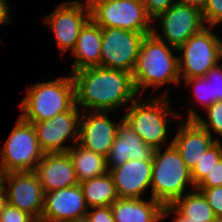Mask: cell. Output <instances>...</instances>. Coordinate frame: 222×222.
Here are the masks:
<instances>
[{"mask_svg":"<svg viewBox=\"0 0 222 222\" xmlns=\"http://www.w3.org/2000/svg\"><path fill=\"white\" fill-rule=\"evenodd\" d=\"M33 172L44 193L79 184L72 159L67 152L44 154Z\"/></svg>","mask_w":222,"mask_h":222,"instance_id":"obj_17","label":"cell"},{"mask_svg":"<svg viewBox=\"0 0 222 222\" xmlns=\"http://www.w3.org/2000/svg\"><path fill=\"white\" fill-rule=\"evenodd\" d=\"M67 153L72 159L79 183L108 172L106 157L87 150L78 143L71 146Z\"/></svg>","mask_w":222,"mask_h":222,"instance_id":"obj_23","label":"cell"},{"mask_svg":"<svg viewBox=\"0 0 222 222\" xmlns=\"http://www.w3.org/2000/svg\"><path fill=\"white\" fill-rule=\"evenodd\" d=\"M72 222H88V221L86 220V218H83V219H78V220L72 221Z\"/></svg>","mask_w":222,"mask_h":222,"instance_id":"obj_39","label":"cell"},{"mask_svg":"<svg viewBox=\"0 0 222 222\" xmlns=\"http://www.w3.org/2000/svg\"><path fill=\"white\" fill-rule=\"evenodd\" d=\"M144 37L142 32L102 28L100 67L123 70L132 74Z\"/></svg>","mask_w":222,"mask_h":222,"instance_id":"obj_9","label":"cell"},{"mask_svg":"<svg viewBox=\"0 0 222 222\" xmlns=\"http://www.w3.org/2000/svg\"><path fill=\"white\" fill-rule=\"evenodd\" d=\"M195 190L194 188L192 192L182 195L171 206L180 215L189 218V221L219 222L202 192Z\"/></svg>","mask_w":222,"mask_h":222,"instance_id":"obj_24","label":"cell"},{"mask_svg":"<svg viewBox=\"0 0 222 222\" xmlns=\"http://www.w3.org/2000/svg\"><path fill=\"white\" fill-rule=\"evenodd\" d=\"M88 208L111 206L119 197L110 172L79 183Z\"/></svg>","mask_w":222,"mask_h":222,"instance_id":"obj_22","label":"cell"},{"mask_svg":"<svg viewBox=\"0 0 222 222\" xmlns=\"http://www.w3.org/2000/svg\"><path fill=\"white\" fill-rule=\"evenodd\" d=\"M213 27L206 26L191 36L177 52L181 80L205 77L207 72L222 59V40L213 33Z\"/></svg>","mask_w":222,"mask_h":222,"instance_id":"obj_6","label":"cell"},{"mask_svg":"<svg viewBox=\"0 0 222 222\" xmlns=\"http://www.w3.org/2000/svg\"><path fill=\"white\" fill-rule=\"evenodd\" d=\"M167 94L168 90L155 99L153 97L146 102L144 99V103L140 97L139 100L135 99L130 107H126V113L122 117L132 130L155 150L162 148V143L169 146L166 142L168 121L172 118H181L180 114L169 106Z\"/></svg>","mask_w":222,"mask_h":222,"instance_id":"obj_5","label":"cell"},{"mask_svg":"<svg viewBox=\"0 0 222 222\" xmlns=\"http://www.w3.org/2000/svg\"><path fill=\"white\" fill-rule=\"evenodd\" d=\"M75 105L74 81L69 76L53 81L36 83L28 88L19 107L20 117L29 123L49 120L55 115L69 111Z\"/></svg>","mask_w":222,"mask_h":222,"instance_id":"obj_3","label":"cell"},{"mask_svg":"<svg viewBox=\"0 0 222 222\" xmlns=\"http://www.w3.org/2000/svg\"><path fill=\"white\" fill-rule=\"evenodd\" d=\"M176 214L174 217L173 222H195V221H189V218H186L182 215H180L177 211H175V209L171 206V205H165L164 206V218L167 216H169L171 213Z\"/></svg>","mask_w":222,"mask_h":222,"instance_id":"obj_36","label":"cell"},{"mask_svg":"<svg viewBox=\"0 0 222 222\" xmlns=\"http://www.w3.org/2000/svg\"><path fill=\"white\" fill-rule=\"evenodd\" d=\"M0 152V170L9 172L33 171L44 156L35 127L18 118Z\"/></svg>","mask_w":222,"mask_h":222,"instance_id":"obj_7","label":"cell"},{"mask_svg":"<svg viewBox=\"0 0 222 222\" xmlns=\"http://www.w3.org/2000/svg\"><path fill=\"white\" fill-rule=\"evenodd\" d=\"M154 151L155 149L147 145L122 118L119 120L114 142L106 157V166L117 168L131 159L152 161Z\"/></svg>","mask_w":222,"mask_h":222,"instance_id":"obj_16","label":"cell"},{"mask_svg":"<svg viewBox=\"0 0 222 222\" xmlns=\"http://www.w3.org/2000/svg\"><path fill=\"white\" fill-rule=\"evenodd\" d=\"M156 149L153 155L151 176V198L163 206L171 205L185 193L187 185L195 188L191 178V170L186 166L179 151L170 142L162 153Z\"/></svg>","mask_w":222,"mask_h":222,"instance_id":"obj_4","label":"cell"},{"mask_svg":"<svg viewBox=\"0 0 222 222\" xmlns=\"http://www.w3.org/2000/svg\"><path fill=\"white\" fill-rule=\"evenodd\" d=\"M80 117L79 107L74 105L49 120L33 123L43 152L64 153L72 146L65 145V141L70 139L73 145L78 143Z\"/></svg>","mask_w":222,"mask_h":222,"instance_id":"obj_12","label":"cell"},{"mask_svg":"<svg viewBox=\"0 0 222 222\" xmlns=\"http://www.w3.org/2000/svg\"><path fill=\"white\" fill-rule=\"evenodd\" d=\"M89 209H94L89 211ZM85 216L88 222H115L111 206L89 208Z\"/></svg>","mask_w":222,"mask_h":222,"instance_id":"obj_33","label":"cell"},{"mask_svg":"<svg viewBox=\"0 0 222 222\" xmlns=\"http://www.w3.org/2000/svg\"><path fill=\"white\" fill-rule=\"evenodd\" d=\"M200 190L213 209L215 216L222 221V185L212 188H195Z\"/></svg>","mask_w":222,"mask_h":222,"instance_id":"obj_29","label":"cell"},{"mask_svg":"<svg viewBox=\"0 0 222 222\" xmlns=\"http://www.w3.org/2000/svg\"><path fill=\"white\" fill-rule=\"evenodd\" d=\"M222 158V142L216 141L211 145L200 161L191 170V178L196 187L213 168L215 163Z\"/></svg>","mask_w":222,"mask_h":222,"instance_id":"obj_25","label":"cell"},{"mask_svg":"<svg viewBox=\"0 0 222 222\" xmlns=\"http://www.w3.org/2000/svg\"><path fill=\"white\" fill-rule=\"evenodd\" d=\"M186 87L193 84L195 101L207 109L215 102V97H212L211 84L204 78H190L184 80Z\"/></svg>","mask_w":222,"mask_h":222,"instance_id":"obj_27","label":"cell"},{"mask_svg":"<svg viewBox=\"0 0 222 222\" xmlns=\"http://www.w3.org/2000/svg\"><path fill=\"white\" fill-rule=\"evenodd\" d=\"M111 208L115 222H159L164 218V206L152 198H118Z\"/></svg>","mask_w":222,"mask_h":222,"instance_id":"obj_21","label":"cell"},{"mask_svg":"<svg viewBox=\"0 0 222 222\" xmlns=\"http://www.w3.org/2000/svg\"><path fill=\"white\" fill-rule=\"evenodd\" d=\"M206 26L216 27L222 22V0H207L202 11Z\"/></svg>","mask_w":222,"mask_h":222,"instance_id":"obj_28","label":"cell"},{"mask_svg":"<svg viewBox=\"0 0 222 222\" xmlns=\"http://www.w3.org/2000/svg\"><path fill=\"white\" fill-rule=\"evenodd\" d=\"M222 185V158L215 163L206 177L195 188H212Z\"/></svg>","mask_w":222,"mask_h":222,"instance_id":"obj_32","label":"cell"},{"mask_svg":"<svg viewBox=\"0 0 222 222\" xmlns=\"http://www.w3.org/2000/svg\"><path fill=\"white\" fill-rule=\"evenodd\" d=\"M88 207L79 184L44 193L41 222H72L85 218Z\"/></svg>","mask_w":222,"mask_h":222,"instance_id":"obj_14","label":"cell"},{"mask_svg":"<svg viewBox=\"0 0 222 222\" xmlns=\"http://www.w3.org/2000/svg\"><path fill=\"white\" fill-rule=\"evenodd\" d=\"M91 19L101 28H120L144 35L152 33L154 21L144 3L130 0H88Z\"/></svg>","mask_w":222,"mask_h":222,"instance_id":"obj_8","label":"cell"},{"mask_svg":"<svg viewBox=\"0 0 222 222\" xmlns=\"http://www.w3.org/2000/svg\"><path fill=\"white\" fill-rule=\"evenodd\" d=\"M0 222H37L27 212L22 211L9 203L0 215Z\"/></svg>","mask_w":222,"mask_h":222,"instance_id":"obj_31","label":"cell"},{"mask_svg":"<svg viewBox=\"0 0 222 222\" xmlns=\"http://www.w3.org/2000/svg\"><path fill=\"white\" fill-rule=\"evenodd\" d=\"M5 181L8 185H5ZM8 203L27 212L37 222H41L44 192L33 171L9 172L3 174Z\"/></svg>","mask_w":222,"mask_h":222,"instance_id":"obj_13","label":"cell"},{"mask_svg":"<svg viewBox=\"0 0 222 222\" xmlns=\"http://www.w3.org/2000/svg\"><path fill=\"white\" fill-rule=\"evenodd\" d=\"M102 28L90 19L81 29L71 54L74 57L70 72L100 66Z\"/></svg>","mask_w":222,"mask_h":222,"instance_id":"obj_20","label":"cell"},{"mask_svg":"<svg viewBox=\"0 0 222 222\" xmlns=\"http://www.w3.org/2000/svg\"><path fill=\"white\" fill-rule=\"evenodd\" d=\"M90 19L88 0L85 4L79 1L64 2L44 18V23L54 32L61 55L70 48L72 52L81 29Z\"/></svg>","mask_w":222,"mask_h":222,"instance_id":"obj_11","label":"cell"},{"mask_svg":"<svg viewBox=\"0 0 222 222\" xmlns=\"http://www.w3.org/2000/svg\"><path fill=\"white\" fill-rule=\"evenodd\" d=\"M130 1H135V2H138V3H144L145 0H130Z\"/></svg>","mask_w":222,"mask_h":222,"instance_id":"obj_40","label":"cell"},{"mask_svg":"<svg viewBox=\"0 0 222 222\" xmlns=\"http://www.w3.org/2000/svg\"><path fill=\"white\" fill-rule=\"evenodd\" d=\"M7 0H0V25L10 24V11Z\"/></svg>","mask_w":222,"mask_h":222,"instance_id":"obj_35","label":"cell"},{"mask_svg":"<svg viewBox=\"0 0 222 222\" xmlns=\"http://www.w3.org/2000/svg\"><path fill=\"white\" fill-rule=\"evenodd\" d=\"M177 2L197 8L202 12L207 3V0H177Z\"/></svg>","mask_w":222,"mask_h":222,"instance_id":"obj_37","label":"cell"},{"mask_svg":"<svg viewBox=\"0 0 222 222\" xmlns=\"http://www.w3.org/2000/svg\"><path fill=\"white\" fill-rule=\"evenodd\" d=\"M2 176H3V173H2V171L0 170V184L2 183Z\"/></svg>","mask_w":222,"mask_h":222,"instance_id":"obj_41","label":"cell"},{"mask_svg":"<svg viewBox=\"0 0 222 222\" xmlns=\"http://www.w3.org/2000/svg\"><path fill=\"white\" fill-rule=\"evenodd\" d=\"M204 78L211 84L212 97H215V102L222 101V66L217 64L212 67Z\"/></svg>","mask_w":222,"mask_h":222,"instance_id":"obj_30","label":"cell"},{"mask_svg":"<svg viewBox=\"0 0 222 222\" xmlns=\"http://www.w3.org/2000/svg\"><path fill=\"white\" fill-rule=\"evenodd\" d=\"M176 2L173 0H145L144 5L148 16L154 20Z\"/></svg>","mask_w":222,"mask_h":222,"instance_id":"obj_34","label":"cell"},{"mask_svg":"<svg viewBox=\"0 0 222 222\" xmlns=\"http://www.w3.org/2000/svg\"><path fill=\"white\" fill-rule=\"evenodd\" d=\"M153 161L128 160L117 168H107L119 198H141L151 186Z\"/></svg>","mask_w":222,"mask_h":222,"instance_id":"obj_18","label":"cell"},{"mask_svg":"<svg viewBox=\"0 0 222 222\" xmlns=\"http://www.w3.org/2000/svg\"><path fill=\"white\" fill-rule=\"evenodd\" d=\"M109 111L81 112L78 144L107 157L117 133L118 123L108 117ZM84 114V115H83Z\"/></svg>","mask_w":222,"mask_h":222,"instance_id":"obj_15","label":"cell"},{"mask_svg":"<svg viewBox=\"0 0 222 222\" xmlns=\"http://www.w3.org/2000/svg\"><path fill=\"white\" fill-rule=\"evenodd\" d=\"M157 19L161 20L160 24L163 37L154 27L152 33L176 49L184 44L191 36L199 33L206 27L202 12L199 9L179 2L174 3L154 20Z\"/></svg>","mask_w":222,"mask_h":222,"instance_id":"obj_10","label":"cell"},{"mask_svg":"<svg viewBox=\"0 0 222 222\" xmlns=\"http://www.w3.org/2000/svg\"><path fill=\"white\" fill-rule=\"evenodd\" d=\"M208 121L203 119L197 114L195 109L190 108L187 120H196L211 136L214 132L222 136V101H216L210 105L207 109ZM212 129V130H211Z\"/></svg>","mask_w":222,"mask_h":222,"instance_id":"obj_26","label":"cell"},{"mask_svg":"<svg viewBox=\"0 0 222 222\" xmlns=\"http://www.w3.org/2000/svg\"><path fill=\"white\" fill-rule=\"evenodd\" d=\"M177 49L157 38L153 33L145 35L135 68L132 72L134 86L140 95L148 87H162L165 84L179 85ZM142 91V92H141Z\"/></svg>","mask_w":222,"mask_h":222,"instance_id":"obj_2","label":"cell"},{"mask_svg":"<svg viewBox=\"0 0 222 222\" xmlns=\"http://www.w3.org/2000/svg\"><path fill=\"white\" fill-rule=\"evenodd\" d=\"M172 140L186 166L192 170L207 149L219 139H214L196 120L182 122Z\"/></svg>","mask_w":222,"mask_h":222,"instance_id":"obj_19","label":"cell"},{"mask_svg":"<svg viewBox=\"0 0 222 222\" xmlns=\"http://www.w3.org/2000/svg\"><path fill=\"white\" fill-rule=\"evenodd\" d=\"M75 105L84 111H113L131 104L138 96L131 73L106 67H87L70 72Z\"/></svg>","mask_w":222,"mask_h":222,"instance_id":"obj_1","label":"cell"},{"mask_svg":"<svg viewBox=\"0 0 222 222\" xmlns=\"http://www.w3.org/2000/svg\"><path fill=\"white\" fill-rule=\"evenodd\" d=\"M8 204L7 193L4 187V184H0V215L4 211L5 207Z\"/></svg>","mask_w":222,"mask_h":222,"instance_id":"obj_38","label":"cell"}]
</instances>
